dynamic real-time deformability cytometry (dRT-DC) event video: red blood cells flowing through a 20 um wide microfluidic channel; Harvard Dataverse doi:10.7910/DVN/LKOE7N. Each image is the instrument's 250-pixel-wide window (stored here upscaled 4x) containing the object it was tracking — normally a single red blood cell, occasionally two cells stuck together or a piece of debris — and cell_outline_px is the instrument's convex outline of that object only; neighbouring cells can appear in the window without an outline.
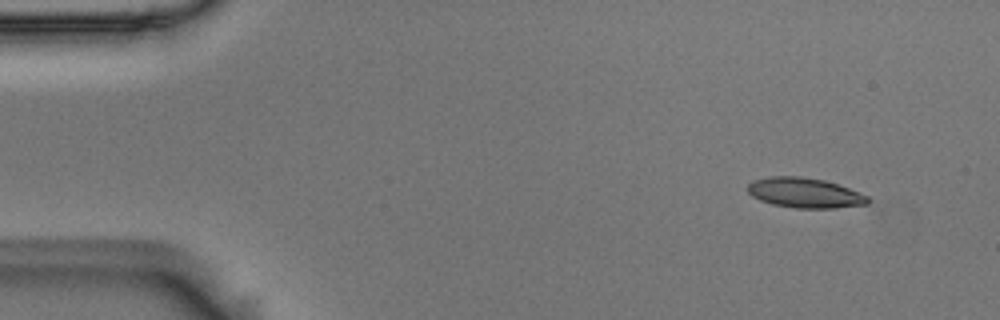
{"species": "Egyptian fruit bat (a non-hibernating species)", "species_latin": "Rousettus aegyptiacus", "temperature_condition": "room temperature", "stored_images_in_passage": 5, "camera_frame_rate_fps": 3000, "um_per_image_px": 0.085, "animal": {"sex": "male"}, "frame": {"image": 1, "passage_image": 2, "time_ms": 0.333, "image_size_px": [1000, 320], "cell_outline_px": [[872, 200], [868, 204], [836, 208], [796, 208], [772, 204], [760, 200], [752, 196], [748, 192], [748, 184], [752, 180], [768, 176], [800, 176], [824, 180], [848, 188], [868, 196]], "centroid_in_image_um": [68.4, 16.39], "position_along_channel_um": 16.6, "area_um2": 21.1}}
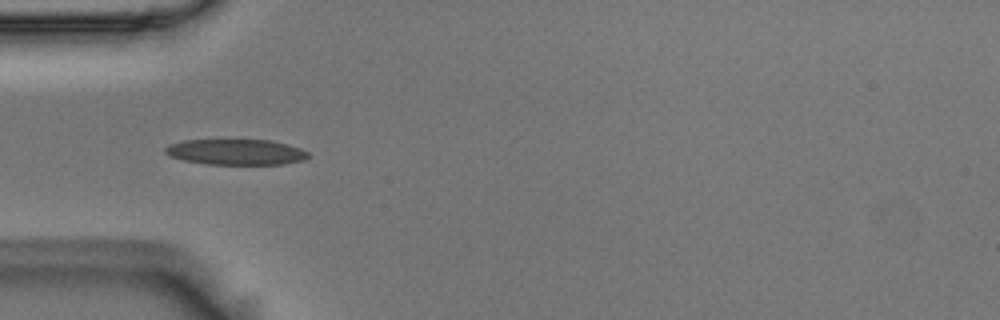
{"frame": {"image": 2, "passage_image": 5, "time_ms": 1.333, "image_size_px": [1000, 320], "cell_outline_px": [[308, 156], [304, 160], [284, 164], [204, 164], [184, 160], [168, 156], [164, 152], [164, 148], [168, 144], [184, 140], [272, 140], [288, 144], [300, 148], [308, 152]], "centroid_in_image_um": [20.03, 12.92], "position_along_channel_um": 65.0, "area_um2": 21.5}}